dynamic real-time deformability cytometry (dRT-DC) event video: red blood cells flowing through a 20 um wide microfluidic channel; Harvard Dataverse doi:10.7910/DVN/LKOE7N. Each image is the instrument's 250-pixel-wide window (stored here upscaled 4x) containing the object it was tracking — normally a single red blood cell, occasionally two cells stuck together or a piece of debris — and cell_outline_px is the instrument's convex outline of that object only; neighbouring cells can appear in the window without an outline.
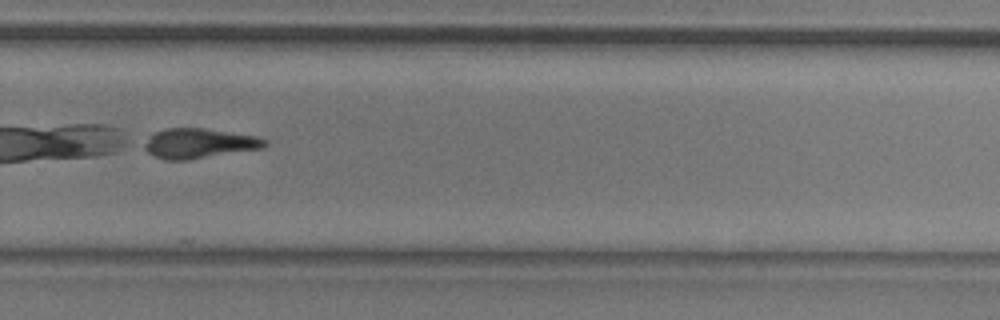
{"species": "common noctule bat (a hibernating species)", "species_latin": "Nyctalus noctula", "temperature_condition": "room temperature", "stored_images_in_passage": 10, "camera_frame_rate_fps": 3000, "um_per_image_px": 0.085, "animal": {"sex": "male", "body_mass_g": 20.5, "forearm_length_mm": 52.5}, "frame": {"image": 1, "passage_image": 10, "time_ms": 3.0, "image_size_px": [1000, 320], "cell_outline_px": [[268, 144], [264, 148], [188, 160], [164, 160], [148, 152], [140, 144], [152, 132], [164, 128], [204, 128], [260, 136], [268, 140]], "centroid_in_image_um": [16.91, 12.17], "position_along_channel_um": 312.9, "area_um2": 21.5}}